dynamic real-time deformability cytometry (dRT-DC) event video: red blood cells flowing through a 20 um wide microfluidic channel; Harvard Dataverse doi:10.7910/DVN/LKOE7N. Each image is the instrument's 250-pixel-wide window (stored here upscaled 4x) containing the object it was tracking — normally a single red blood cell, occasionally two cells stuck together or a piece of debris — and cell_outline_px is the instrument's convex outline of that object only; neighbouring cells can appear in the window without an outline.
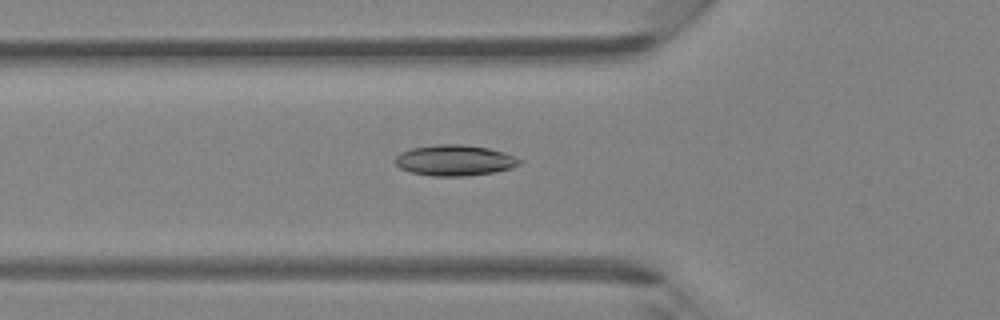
{"species": "Egyptian fruit bat (a non-hibernating species)", "species_latin": "Rousettus aegyptiacus", "temperature_condition": "room temperature", "stored_images_in_passage": 45, "camera_frame_rate_fps": 3000, "um_per_image_px": 0.085, "animal": {"sex": "female"}, "frame": {"image": 1, "passage_image": 16, "time_ms": 5.0, "image_size_px": [1000, 320], "cell_outline_px": [[524, 160], [520, 164], [512, 168], [492, 172], [464, 176], [432, 176], [412, 172], [400, 168], [396, 164], [396, 156], [400, 152], [412, 148], [436, 144], [464, 144], [488, 148], [504, 152]], "centroid_in_image_um": [38.67, 13.62], "position_along_channel_um": 87.1, "area_um2": 22.31}}
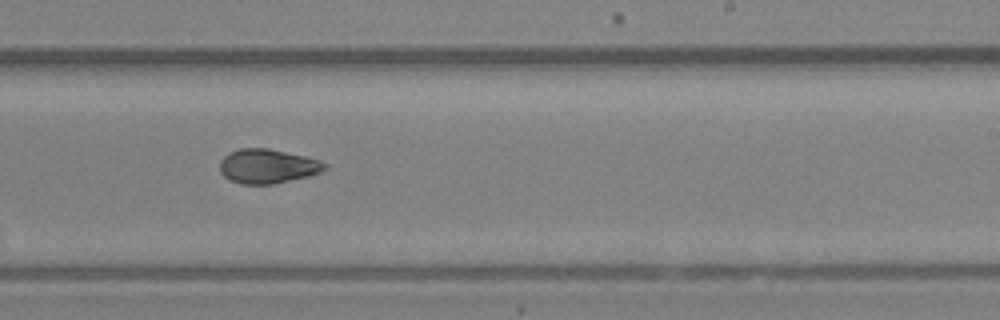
{"frame": {"image": 2, "passage_image": 28, "time_ms": 9.0, "image_size_px": [1000, 320], "cell_outline_px": [[328, 168], [320, 172], [308, 176], [272, 184], [240, 184], [228, 180], [220, 172], [220, 160], [224, 156], [240, 148], [268, 148], [304, 156], [320, 160], [328, 164]], "centroid_in_image_um": [22.74, 14.13], "position_along_channel_um": 266.3, "area_um2": 20.98}}
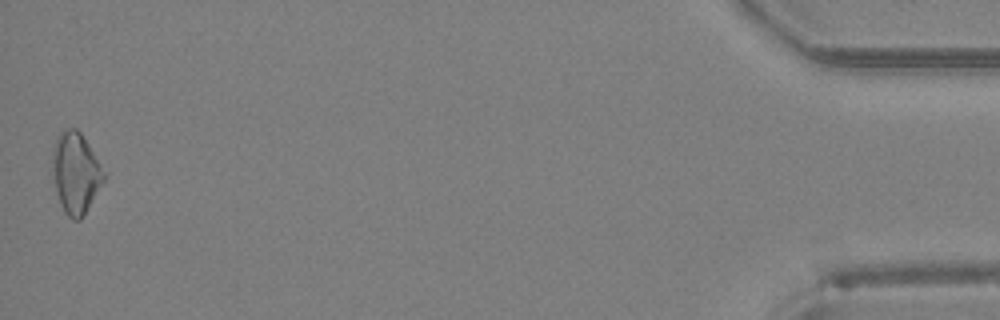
{"frame": {"image": 3, "passage_image": 45, "time_ms": 14.667, "image_size_px": [1000, 320], "cell_outline_px": [[104, 180], [84, 216], [80, 220], [72, 220], [64, 212], [60, 204], [56, 192], [52, 164], [52, 152], [56, 136], [60, 132], [68, 128], [76, 128], [80, 132], [88, 144], [100, 164], [104, 176]], "centroid_in_image_um": [6.4, 14.71], "position_along_channel_um": 428.8, "area_um2": 24.04}}